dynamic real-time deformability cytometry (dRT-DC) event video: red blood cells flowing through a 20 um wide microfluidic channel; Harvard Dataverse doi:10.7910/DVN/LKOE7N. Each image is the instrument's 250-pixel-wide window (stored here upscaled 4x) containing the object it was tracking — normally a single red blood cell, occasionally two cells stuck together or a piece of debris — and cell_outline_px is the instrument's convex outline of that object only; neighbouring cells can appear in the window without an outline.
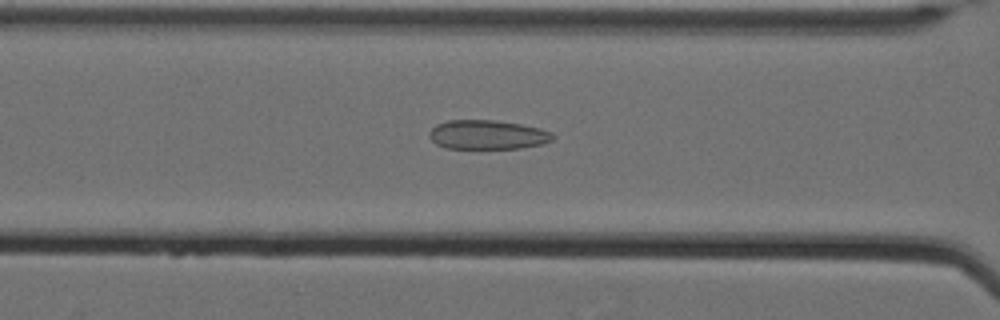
{"species": "Egyptian fruit bat (a non-hibernating species)", "species_latin": "Rousettus aegyptiacus", "temperature_condition": "cold", "stored_images_in_passage": 51, "camera_frame_rate_fps": 3000, "um_per_image_px": 0.085, "animal": {"sex": "female"}, "frame": {"image": 1, "passage_image": 30, "time_ms": 9.667, "image_size_px": [1000, 320], "cell_outline_px": [[556, 136], [552, 140], [540, 144], [520, 148], [448, 148], [436, 144], [428, 136], [428, 132], [436, 124], [448, 120], [496, 120], [520, 124], [540, 128], [552, 132]], "centroid_in_image_um": [41.43, 11.44], "position_along_channel_um": 125.2, "area_um2": 21.04}}
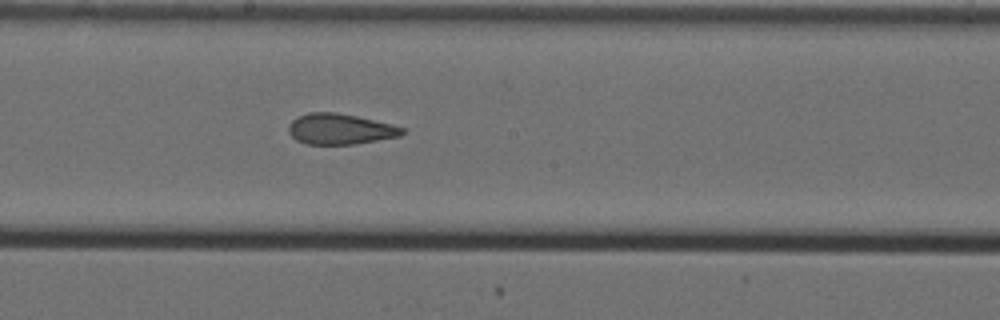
{"frame": {"image": 2, "passage_image": 38, "time_ms": 12.333, "image_size_px": [1000, 320], "cell_outline_px": [[404, 132], [400, 136], [352, 144], [304, 144], [296, 140], [288, 132], [288, 124], [296, 116], [308, 112], [336, 112], [356, 116], [392, 124], [404, 128]], "centroid_in_image_um": [28.85, 10.96], "position_along_channel_um": 219.3, "area_um2": 20.35}}
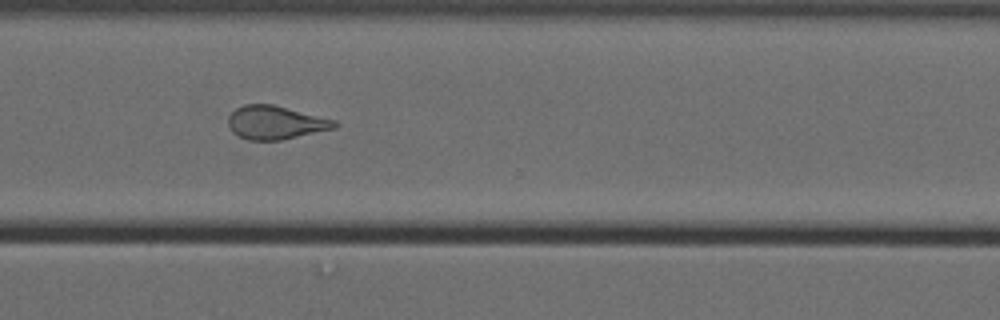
{"frame": {"image": 3, "passage_image": 49, "time_ms": 16.0, "image_size_px": [1000, 320], "cell_outline_px": [[340, 124], [336, 128], [280, 140], [248, 140], [232, 132], [228, 124], [228, 116], [236, 108], [244, 104], [272, 104], [336, 120]], "centroid_in_image_um": [23.42, 10.41], "position_along_channel_um": 347.2, "area_um2": 20.69}, "authors_computed_cell_mechanics": {"area_um2": 24.3916, "velocity_mm_per_s": 3.5054, "shape_relaxation_time_tau1_ms": null, "shape_relaxation_time_tau2_ms": 2.5295, "deformation_change_tau1": null, "deformation_change_tau2": 0.1154}}